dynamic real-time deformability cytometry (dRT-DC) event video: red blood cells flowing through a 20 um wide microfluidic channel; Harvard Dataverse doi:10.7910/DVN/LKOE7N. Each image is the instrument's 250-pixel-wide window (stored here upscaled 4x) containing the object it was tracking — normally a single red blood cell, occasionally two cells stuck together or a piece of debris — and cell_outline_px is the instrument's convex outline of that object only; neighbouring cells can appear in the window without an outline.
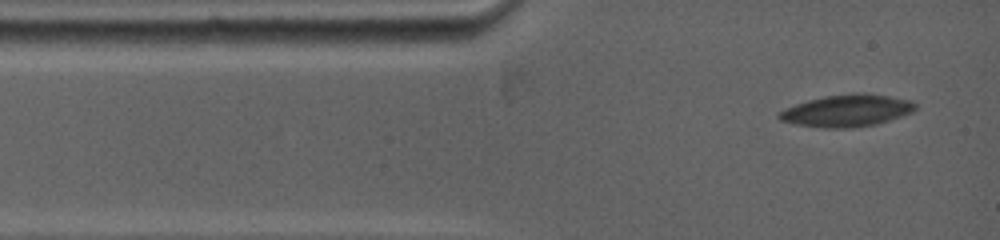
{"species": "common noctule bat (a hibernating species)", "species_latin": "Nyctalus noctula", "temperature_condition": "warm", "stored_images_in_passage": 10, "camera_frame_rate_fps": 5000, "um_per_image_px": 0.085, "animal": {"sex": "female", "body_mass_g": 19.0, "forearm_length_mm": 53.3}, "frame": {"image": 1, "passage_image": 1, "time_ms": 0.0, "image_size_px": [1000, 240], "cell_outline_px": [[916, 108], [912, 112], [876, 124], [796, 124], [780, 120], [776, 116], [776, 112], [784, 108], [808, 100], [824, 96], [852, 92], [864, 92], [912, 100], [916, 104]], "centroid_in_image_um": [72.01, 9.31], "position_along_channel_um": 13.0, "area_um2": 24.1}}
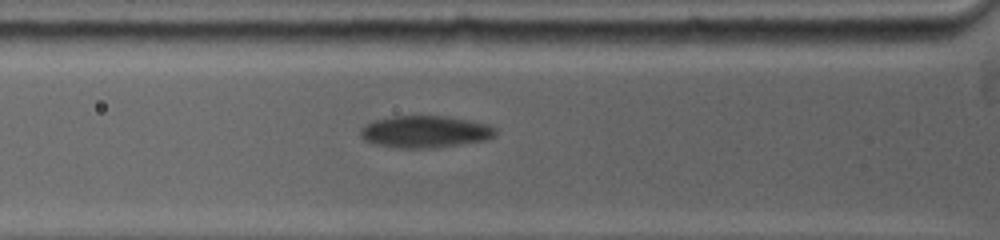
{"frame": {"image": 2, "passage_image": 7, "time_ms": 3.0, "image_size_px": [1000, 240], "cell_outline_px": [[496, 136], [488, 140], [432, 148], [400, 148], [376, 144], [364, 140], [360, 136], [360, 128], [364, 124], [376, 120], [392, 116], [448, 116], [488, 124], [496, 128]], "centroid_in_image_um": [36.15, 11.19], "position_along_channel_um": 89.7, "area_um2": 25.32}}
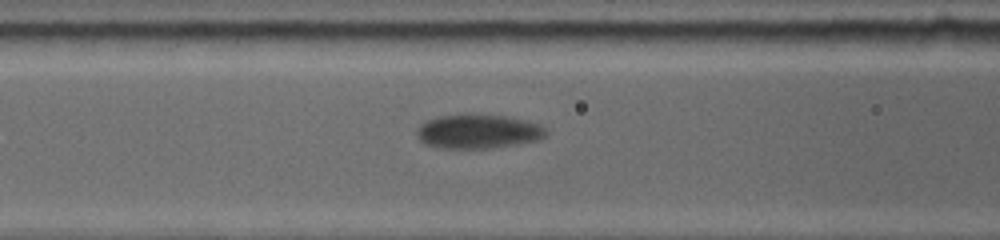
{"frame": {"image": 3, "passage_image": 9, "time_ms": 4.0, "image_size_px": [1000, 240], "cell_outline_px": [[548, 132], [540, 140], [516, 144], [488, 148], [440, 148], [424, 144], [416, 136], [416, 128], [420, 124], [436, 116], [468, 112], [472, 112], [504, 116], [524, 120], [540, 124], [548, 128]], "centroid_in_image_um": [40.61, 11.14], "position_along_channel_um": 126.0, "area_um2": 26.41}}